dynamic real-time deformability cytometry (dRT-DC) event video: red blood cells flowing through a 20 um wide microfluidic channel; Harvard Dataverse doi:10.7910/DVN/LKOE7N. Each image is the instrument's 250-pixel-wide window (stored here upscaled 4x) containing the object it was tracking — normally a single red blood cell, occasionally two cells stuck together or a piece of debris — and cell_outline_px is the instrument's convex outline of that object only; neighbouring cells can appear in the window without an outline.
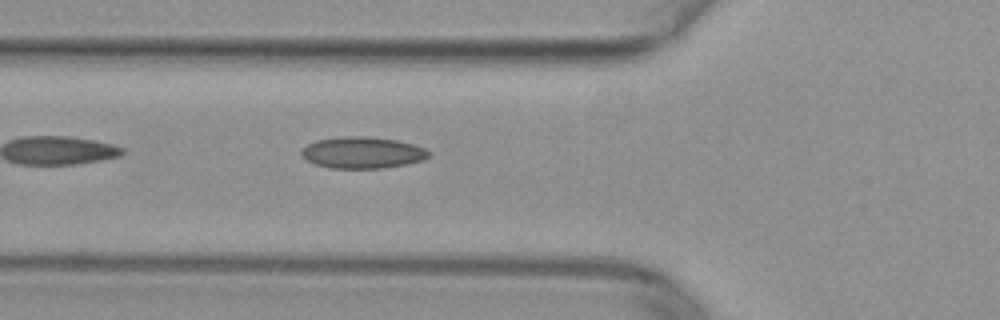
{"species": "common noctule bat (a hibernating species)", "species_latin": "Nyctalus noctula", "temperature_condition": "warm", "stored_images_in_passage": 34, "camera_frame_rate_fps": 3000, "um_per_image_px": 0.085, "animal": {"sex": "female", "body_mass_g": 29.2, "forearm_length_mm": 56.3}, "frame": {"image": 1, "passage_image": 4, "time_ms": 1.0, "image_size_px": [1000, 320], "cell_outline_px": [[432, 152], [424, 160], [384, 168], [332, 168], [316, 164], [308, 160], [300, 152], [308, 144], [316, 140], [344, 136], [368, 136], [396, 140], [428, 148]], "centroid_in_image_um": [30.86, 12.96], "position_along_channel_um": 94.9, "area_um2": 23.29}}
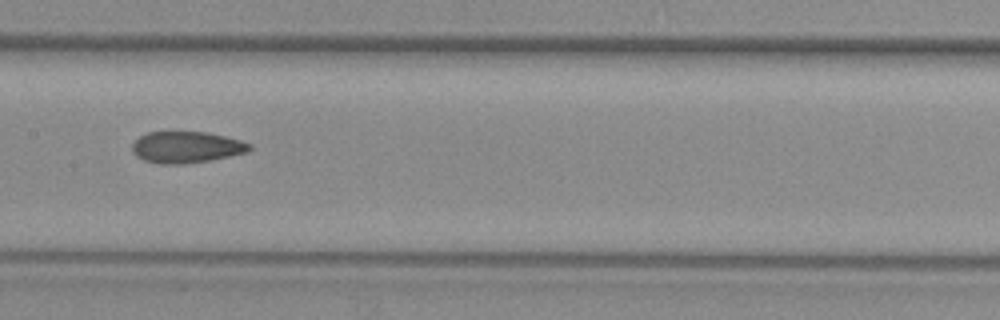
{"frame": {"image": 2, "passage_image": 11, "time_ms": 3.333, "image_size_px": [1000, 320], "cell_outline_px": [[252, 148], [248, 152], [208, 160], [180, 164], [160, 164], [144, 160], [136, 156], [132, 152], [132, 144], [140, 136], [148, 132], [204, 132], [224, 136], [240, 140], [252, 144]], "centroid_in_image_um": [15.83, 12.51], "position_along_channel_um": 191.6, "area_um2": 21.33}}
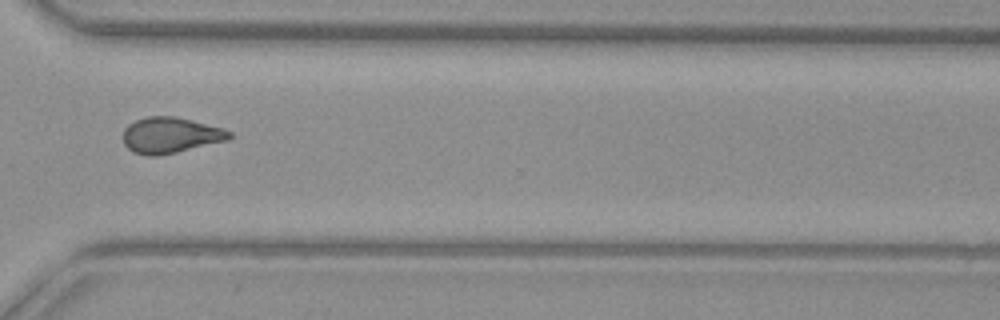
{"frame": {"image": 3, "passage_image": 23, "time_ms": 7.333, "image_size_px": [1000, 320], "cell_outline_px": [[232, 136], [228, 140], [160, 156], [148, 156], [132, 152], [124, 144], [124, 128], [128, 124], [136, 120], [148, 116], [176, 116], [224, 128], [232, 132]], "centroid_in_image_um": [14.5, 11.49], "position_along_channel_um": 356.1, "area_um2": 22.37}}